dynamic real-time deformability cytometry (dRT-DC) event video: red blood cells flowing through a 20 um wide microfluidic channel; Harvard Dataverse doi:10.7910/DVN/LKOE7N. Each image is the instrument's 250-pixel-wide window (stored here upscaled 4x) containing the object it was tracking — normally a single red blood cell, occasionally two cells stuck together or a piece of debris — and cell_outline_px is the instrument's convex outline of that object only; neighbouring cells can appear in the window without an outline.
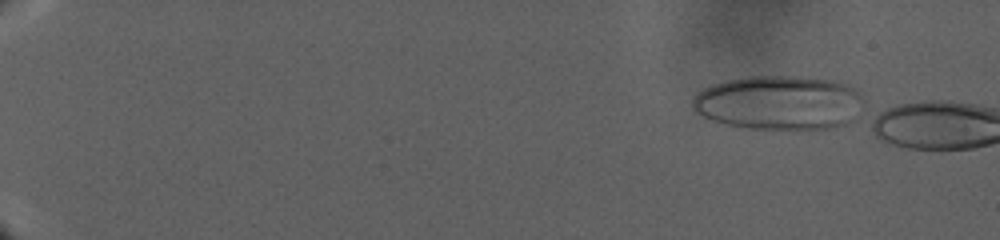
{"species": "human", "species_latin": "Homo sapiens", "temperature_condition": "warm", "stored_images_in_passage": 4, "camera_frame_rate_fps": 3000, "um_per_image_px": 0.085, "donor": {"sex": "male"}, "frame": {"image": 1, "passage_image": 1, "time_ms": 0.0, "image_size_px": [1000, 240], "cell_outline_px": [[864, 104], [856, 120], [848, 124], [832, 128], [808, 132], [788, 132], [744, 128], [712, 120], [696, 112], [692, 108], [692, 100], [704, 88], [712, 84], [744, 76], [796, 76], [836, 80], [848, 84], [856, 88], [864, 96]], "centroid_in_image_um": [66.35, 8.78], "position_along_channel_um": 18.7, "area_um2": 56.18}}